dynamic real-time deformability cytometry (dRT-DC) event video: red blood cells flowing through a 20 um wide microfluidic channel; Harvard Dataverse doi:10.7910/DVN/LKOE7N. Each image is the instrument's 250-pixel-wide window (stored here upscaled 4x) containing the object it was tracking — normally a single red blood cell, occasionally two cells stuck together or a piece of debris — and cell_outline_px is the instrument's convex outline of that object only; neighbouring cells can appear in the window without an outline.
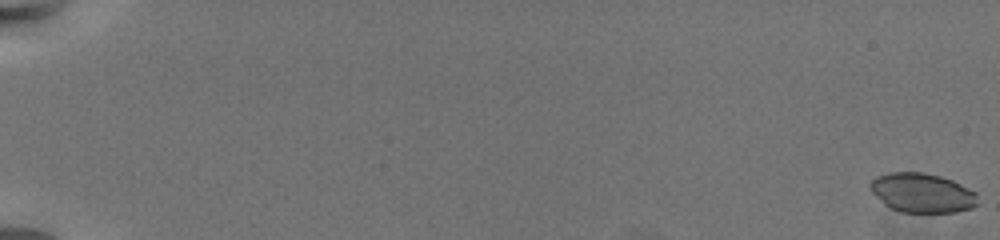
{"species": "common noctule bat (a hibernating species)", "species_latin": "Nyctalus noctula", "temperature_condition": "warm", "stored_images_in_passage": 66, "camera_frame_rate_fps": 3000, "um_per_image_px": 0.085, "animal": {"sex": "female", "body_mass_g": 19.5, "forearm_length_mm": 54.1}, "frame": {"image": 1, "passage_image": 1, "time_ms": 0.0, "image_size_px": [1000, 240], "cell_outline_px": [[980, 204], [972, 208], [956, 212], [900, 212], [884, 204], [868, 188], [868, 184], [876, 176], [888, 172], [924, 172], [940, 176], [952, 180], [976, 192]], "centroid_in_image_um": [78.39, 16.39], "position_along_channel_um": 6.6, "area_um2": 24.91}}
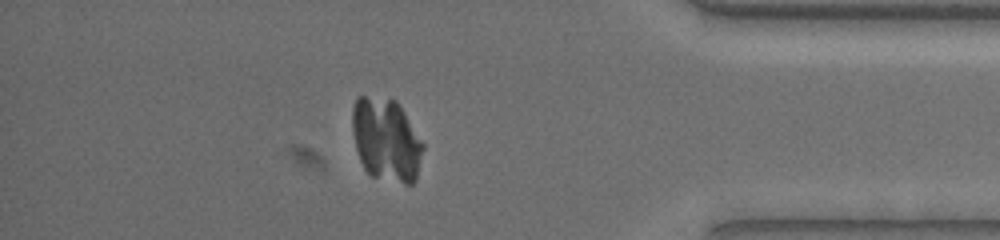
{"frame": {"image": 2, "passage_image": 59, "time_ms": 19.333, "image_size_px": [1000, 240], "cell_outline_px": [[424, 148], [416, 180], [412, 184], [404, 184], [372, 176], [364, 168], [360, 160], [356, 148], [352, 132], [352, 108], [356, 96], [364, 96], [396, 100], [424, 144]], "centroid_in_image_um": [32.82, 11.89], "position_along_channel_um": 402.4, "area_um2": 34.33}}